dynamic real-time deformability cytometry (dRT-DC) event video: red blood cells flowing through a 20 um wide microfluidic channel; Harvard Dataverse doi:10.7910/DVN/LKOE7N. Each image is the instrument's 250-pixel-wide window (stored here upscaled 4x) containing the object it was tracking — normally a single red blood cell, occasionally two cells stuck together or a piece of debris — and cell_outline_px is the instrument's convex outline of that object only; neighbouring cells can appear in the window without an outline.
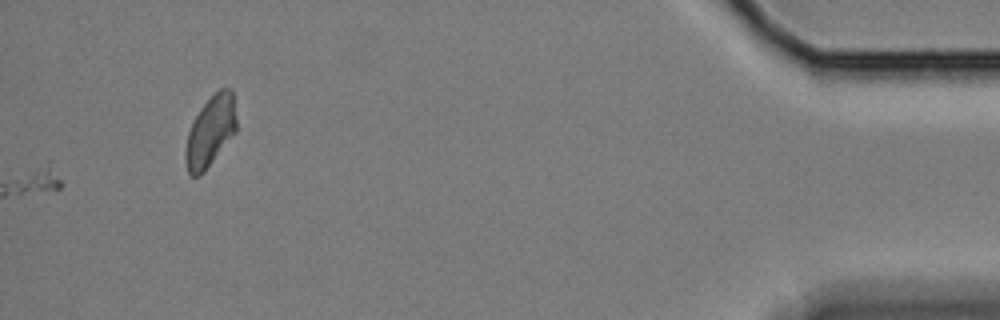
{"species": "Egyptian fruit bat (a non-hibernating species)", "species_latin": "Rousettus aegyptiacus", "temperature_condition": "cold", "stored_images_in_passage": 63, "segment_of_instrument_passage": [2, 2], "camera_frame_rate_fps": 3000, "um_per_image_px": 0.085, "animal": {"sex": "female"}, "frame": {"image": 1, "passage_image": 63, "time_ms": 20.667, "image_size_px": [1000, 320], "cell_outline_px": [[236, 132], [204, 172], [200, 176], [192, 176], [188, 172], [184, 160], [184, 152], [188, 132], [200, 108], [220, 88], [232, 88], [236, 116]], "centroid_in_image_um": [17.88, 11.19], "position_along_channel_um": 417.3, "area_um2": 20.92}}